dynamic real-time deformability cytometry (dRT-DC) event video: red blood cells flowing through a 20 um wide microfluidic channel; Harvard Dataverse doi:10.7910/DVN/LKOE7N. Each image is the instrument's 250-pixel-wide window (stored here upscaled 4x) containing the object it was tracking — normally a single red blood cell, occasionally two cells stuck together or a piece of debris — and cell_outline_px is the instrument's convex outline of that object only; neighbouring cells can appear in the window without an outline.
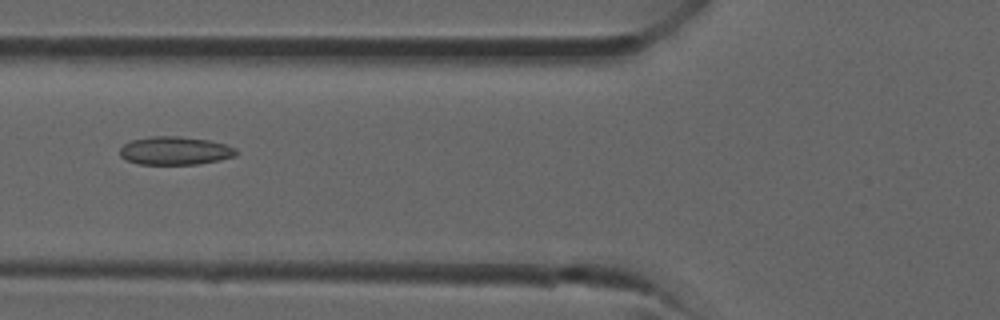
{"species": "common noctule bat (a hibernating species)", "species_latin": "Nyctalus noctula", "temperature_condition": "room temperature", "stored_images_in_passage": 29, "camera_frame_rate_fps": 3000, "um_per_image_px": 0.085, "animal": {"sex": "male", "forearm_length_mm": 52.5}, "frame": {"image": 1, "passage_image": 7, "time_ms": 2.0, "image_size_px": [1000, 320], "cell_outline_px": [[240, 152], [236, 156], [220, 160], [196, 164], [140, 164], [128, 160], [120, 156], [120, 148], [124, 144], [132, 140], [152, 136], [180, 136], [208, 140], [224, 144], [236, 148]], "centroid_in_image_um": [14.91, 12.81], "position_along_channel_um": 110.9, "area_um2": 19.13}}
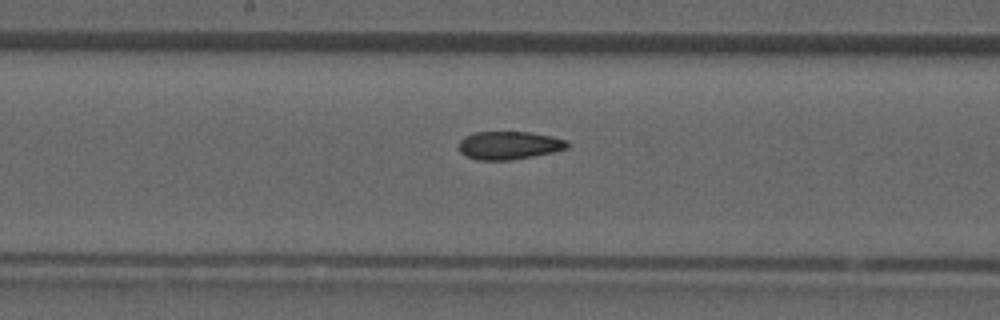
{"frame": {"image": 2, "passage_image": 12, "time_ms": 3.667, "image_size_px": [1000, 320], "cell_outline_px": [[568, 148], [552, 152], [532, 156], [508, 160], [476, 160], [460, 152], [460, 140], [464, 136], [472, 132], [528, 132], [552, 136], [568, 140]], "centroid_in_image_um": [43.27, 12.34], "position_along_channel_um": 204.9, "area_um2": 17.69}}
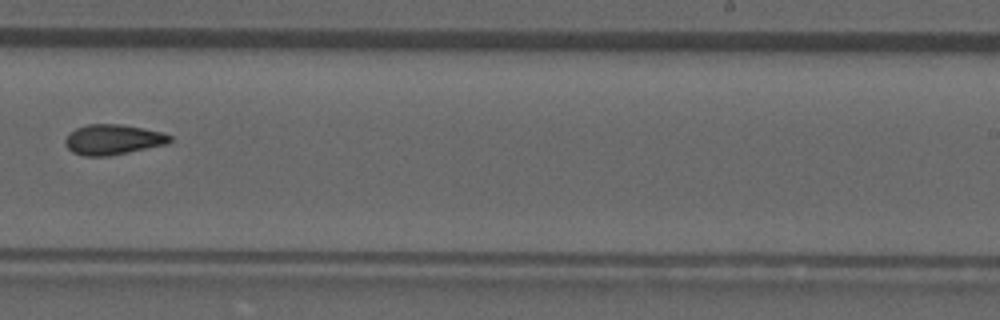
{"frame": {"image": 3, "passage_image": 16, "time_ms": 5.0, "image_size_px": [1000, 320], "cell_outline_px": [[172, 140], [168, 144], [108, 156], [84, 156], [72, 152], [64, 144], [64, 140], [76, 128], [88, 124], [120, 124], [164, 132], [172, 136]], "centroid_in_image_um": [9.62, 11.86], "position_along_channel_um": 279.4, "area_um2": 18.44}}